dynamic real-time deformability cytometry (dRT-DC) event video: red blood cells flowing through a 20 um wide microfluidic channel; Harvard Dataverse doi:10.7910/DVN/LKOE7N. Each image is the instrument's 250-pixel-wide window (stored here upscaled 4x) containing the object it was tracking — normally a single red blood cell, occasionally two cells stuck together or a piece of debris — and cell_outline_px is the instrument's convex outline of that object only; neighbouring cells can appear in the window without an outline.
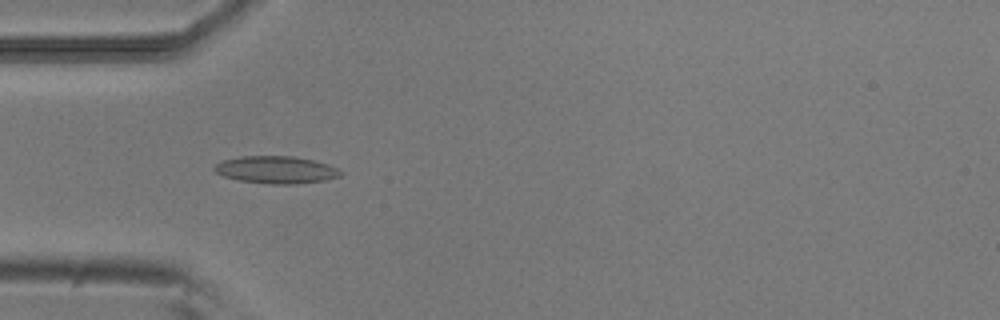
{"species": "common noctule bat (a hibernating species)", "species_latin": "Nyctalus noctula", "temperature_condition": "room temperature", "stored_images_in_passage": 14, "camera_frame_rate_fps": 3000, "um_per_image_px": 0.085, "animal": {"sex": "male", "body_mass_g": 20.5, "forearm_length_mm": 52.5}, "frame": {"image": 1, "passage_image": 5, "time_ms": 1.333, "image_size_px": [1000, 320], "cell_outline_px": [[344, 172], [340, 176], [324, 180], [296, 184], [272, 184], [240, 180], [224, 176], [216, 172], [212, 168], [216, 164], [224, 160], [240, 156], [292, 156], [312, 160], [328, 164]], "centroid_in_image_um": [23.48, 14.43], "position_along_channel_um": 61.5, "area_um2": 19.94}}